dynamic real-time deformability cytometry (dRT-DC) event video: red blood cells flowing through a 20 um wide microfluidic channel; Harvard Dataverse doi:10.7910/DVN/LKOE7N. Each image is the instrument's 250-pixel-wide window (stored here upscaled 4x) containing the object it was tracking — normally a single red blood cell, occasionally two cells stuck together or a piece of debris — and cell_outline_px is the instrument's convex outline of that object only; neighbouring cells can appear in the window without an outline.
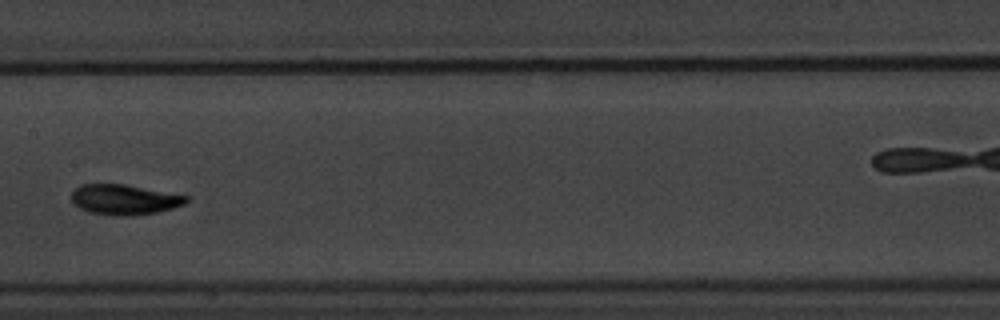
{"species": "common noctule bat (a hibernating species)", "species_latin": "Nyctalus noctula", "temperature_condition": "warm", "stored_images_in_passage": 6, "camera_frame_rate_fps": 3000, "um_per_image_px": 0.085, "animal": {"sex": "male", "body_mass_g": 20.1, "forearm_length_mm": 53.5}, "frame": {"image": 1, "passage_image": 6, "time_ms": 7.0, "image_size_px": [1000, 320], "cell_outline_px": [[192, 200], [184, 204], [172, 208], [156, 212], [132, 216], [112, 216], [88, 212], [80, 208], [72, 200], [72, 192], [80, 184], [124, 184], [188, 196]], "centroid_in_image_um": [10.58, 16.97], "position_along_channel_um": 196.8, "area_um2": 20.23}}